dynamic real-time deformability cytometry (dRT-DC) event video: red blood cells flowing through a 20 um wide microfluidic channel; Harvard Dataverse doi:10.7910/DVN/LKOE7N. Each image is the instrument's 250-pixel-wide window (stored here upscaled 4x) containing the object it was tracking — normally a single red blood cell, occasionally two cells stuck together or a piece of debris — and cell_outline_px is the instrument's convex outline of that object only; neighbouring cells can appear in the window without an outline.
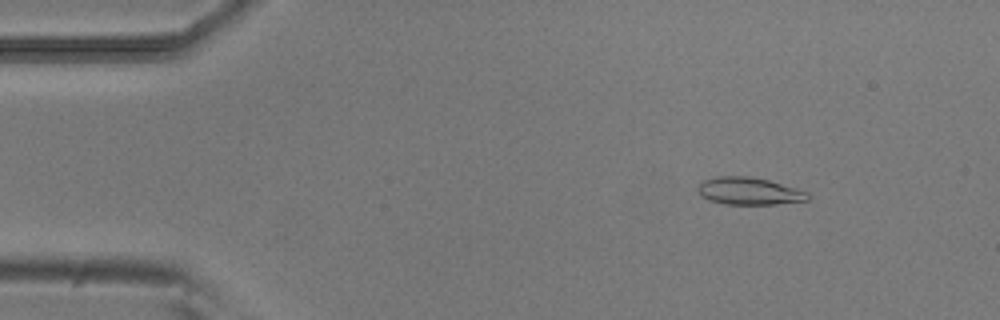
{"species": "common noctule bat (a hibernating species)", "species_latin": "Nyctalus noctula", "temperature_condition": "room temperature", "stored_images_in_passage": 53, "camera_frame_rate_fps": 3000, "um_per_image_px": 0.085, "animal": {"sex": "male", "body_mass_g": 20.5, "forearm_length_mm": 52.5}, "frame": {"image": 1, "passage_image": 7, "time_ms": 2.0, "image_size_px": [1000, 320], "cell_outline_px": [[808, 200], [776, 204], [724, 204], [708, 200], [700, 196], [696, 188], [704, 180], [716, 176], [748, 176], [768, 180], [796, 188], [808, 192]], "centroid_in_image_um": [63.63, 16.24], "position_along_channel_um": 21.4, "area_um2": 17.51}}
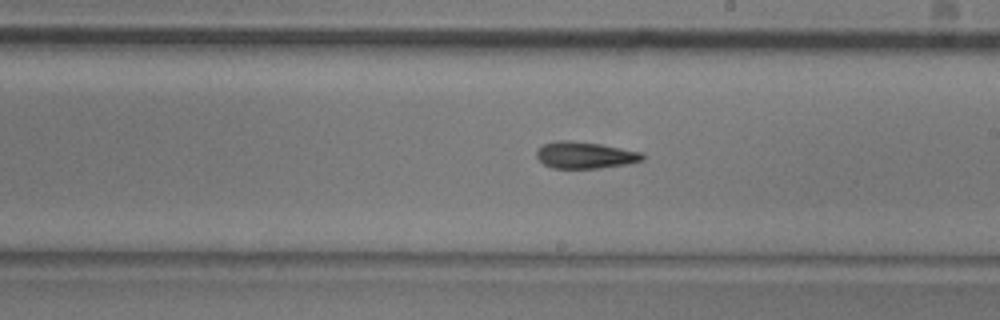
{"frame": {"image": 2, "passage_image": 30, "time_ms": 9.667, "image_size_px": [1000, 320], "cell_outline_px": [[644, 160], [628, 164], [600, 168], [552, 168], [544, 164], [536, 156], [536, 152], [544, 144], [560, 140], [568, 140], [600, 144], [644, 152]], "centroid_in_image_um": [49.77, 13.19], "position_along_channel_um": 239.2, "area_um2": 16.47}}
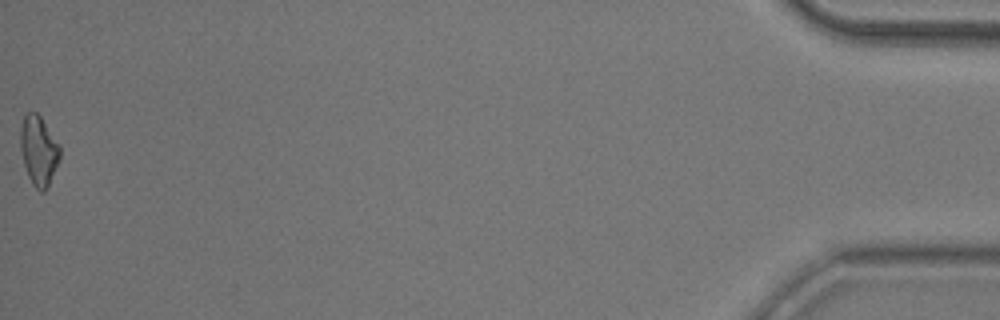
{"frame": {"image": 3, "passage_image": 53, "time_ms": 17.333, "image_size_px": [1000, 320], "cell_outline_px": [[60, 156], [48, 184], [44, 192], [40, 192], [32, 184], [28, 176], [24, 164], [20, 148], [20, 128], [24, 116], [28, 112], [36, 112], [40, 116], [60, 144]], "centroid_in_image_um": [3.27, 12.77], "position_along_channel_um": 431.9, "area_um2": 15.84}, "authors_computed_cell_mechanics": {"area_um2": 16.2418, "velocity_mm_per_s": 3.8281, "shape_relaxation_time_tau1_ms": 6.4414, "shape_relaxation_time_tau2_ms": 4.971, "deformation_change_tau1": 0.1564, "deformation_change_tau2": 0.1222}}